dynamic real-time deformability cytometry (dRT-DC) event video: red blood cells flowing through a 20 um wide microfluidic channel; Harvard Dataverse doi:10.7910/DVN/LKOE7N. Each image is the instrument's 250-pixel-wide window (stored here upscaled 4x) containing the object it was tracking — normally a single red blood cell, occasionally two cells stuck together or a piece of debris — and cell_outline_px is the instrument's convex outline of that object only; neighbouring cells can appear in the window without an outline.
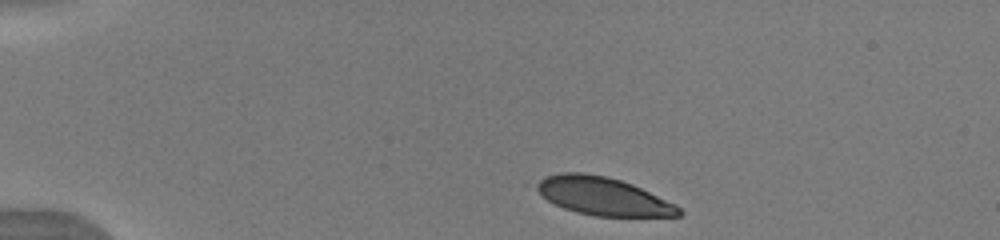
{"species": "human", "species_latin": "Homo sapiens", "temperature_condition": "warm", "stored_images_in_passage": 38, "camera_frame_rate_fps": 3000, "um_per_image_px": 0.085, "donor": {"sex": "male"}, "frame": {"image": 1, "passage_image": 1, "time_ms": 0.0, "image_size_px": [1000, 240], "cell_outline_px": [[680, 212], [676, 216], [608, 216], [588, 212], [572, 208], [560, 204], [552, 200], [540, 188], [544, 180], [556, 176], [596, 176], [616, 180], [628, 184], [676, 208]], "centroid_in_image_um": [51.39, 16.75], "position_along_channel_um": 33.6, "area_um2": 26.7}}
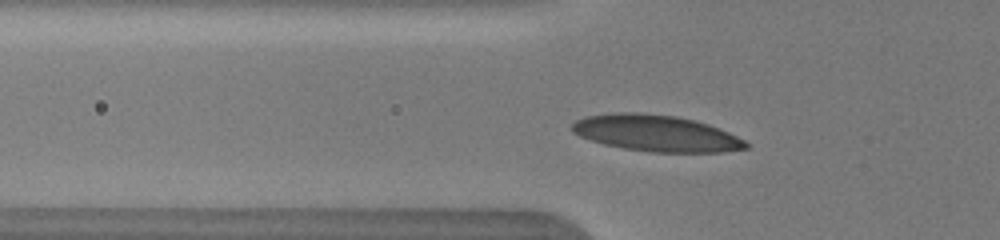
{"frame": {"image": 2, "passage_image": 9, "time_ms": 2.667, "image_size_px": [1000, 240], "cell_outline_px": [[744, 144], [736, 148], [712, 148], [576, 128], [580, 124], [588, 120], [604, 116], [656, 116], [684, 120], [720, 132]], "centroid_in_image_um": [56.23, 11.09], "position_along_channel_um": 69.6, "area_um2": 21.21}}
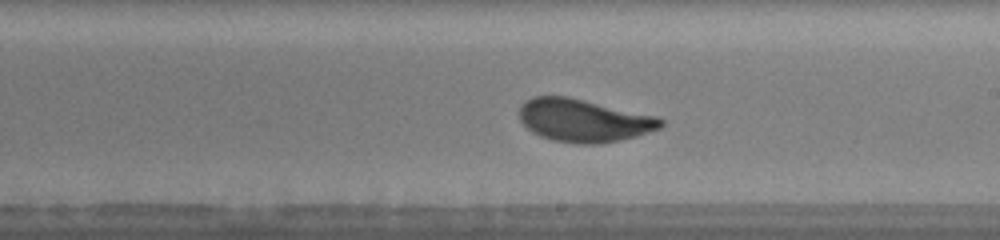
{"frame": {"image": 3, "passage_image": 22, "time_ms": 7.0, "image_size_px": [1000, 240], "cell_outline_px": [[660, 124], [648, 128], [600, 140], [580, 140], [556, 136], [544, 132], [532, 124], [524, 116], [528, 104], [532, 100], [568, 100], [660, 120]], "centroid_in_image_um": [49.6, 10.21], "position_along_channel_um": 239.4, "area_um2": 25.95}, "authors_computed_cell_mechanics": {"area_um2": 25.721, "velocity_mm_per_s": 3.9622, "shape_relaxation_time_tau1_ms": 2.0104, "shape_relaxation_time_tau2_ms": null, "deformation_change_tau1": 0.2589, "deformation_change_tau2": null}}